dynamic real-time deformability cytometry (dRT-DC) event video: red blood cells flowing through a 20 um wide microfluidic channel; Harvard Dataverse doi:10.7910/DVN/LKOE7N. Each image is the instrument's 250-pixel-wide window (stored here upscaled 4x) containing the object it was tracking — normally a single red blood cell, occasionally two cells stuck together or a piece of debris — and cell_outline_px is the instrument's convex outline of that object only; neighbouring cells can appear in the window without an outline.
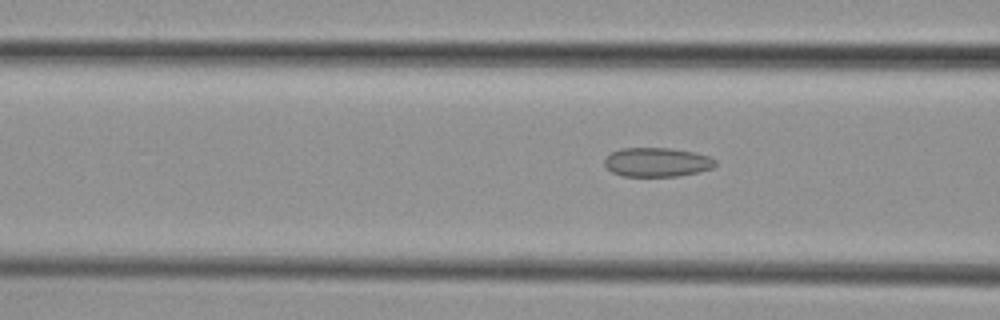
{"species": "common noctule bat (a hibernating species)", "species_latin": "Nyctalus noctula", "temperature_condition": "cold", "stored_images_in_passage": 4, "camera_frame_rate_fps": 3000, "um_per_image_px": 0.085, "animal": {"sex": "female", "body_mass_g": 29.2, "forearm_length_mm": 56.3}, "frame": {"image": 1, "passage_image": 4, "time_ms": 4.667, "image_size_px": [1000, 320], "cell_outline_px": [[716, 164], [712, 168], [696, 172], [676, 176], [624, 176], [612, 172], [604, 164], [604, 160], [612, 152], [620, 148], [672, 148], [696, 152], [708, 156], [716, 160]], "centroid_in_image_um": [55.85, 13.77], "position_along_channel_um": 110.8, "area_um2": 18.73}}